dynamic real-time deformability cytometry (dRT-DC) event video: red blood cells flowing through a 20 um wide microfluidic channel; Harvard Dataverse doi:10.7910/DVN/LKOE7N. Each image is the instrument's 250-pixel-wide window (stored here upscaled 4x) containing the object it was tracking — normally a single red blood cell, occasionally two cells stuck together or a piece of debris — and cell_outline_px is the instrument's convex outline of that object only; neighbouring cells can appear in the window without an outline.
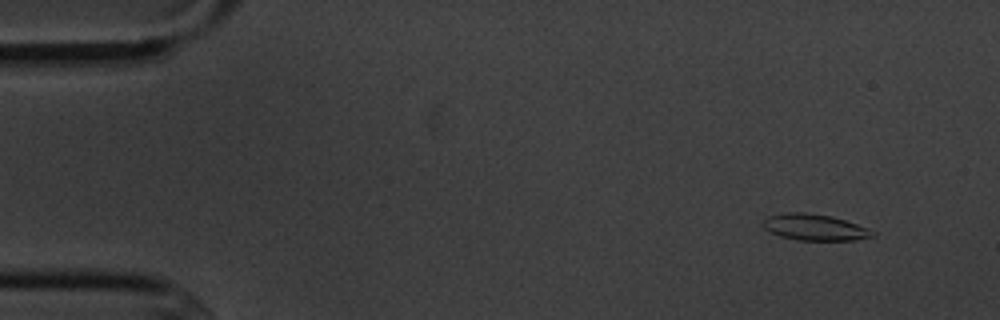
{"species": "common noctule bat (a hibernating species)", "species_latin": "Nyctalus noctula", "temperature_condition": "cold", "stored_images_in_passage": 6, "camera_frame_rate_fps": 3000, "um_per_image_px": 0.085, "animal": {"sex": "male", "body_mass_g": 20.1, "forearm_length_mm": 53.5}, "frame": {"image": 1, "passage_image": 2, "time_ms": 1.333, "image_size_px": [1000, 320], "cell_outline_px": [[876, 236], [856, 240], [796, 240], [780, 236], [764, 228], [764, 220], [768, 216], [788, 212], [804, 212], [832, 216], [868, 228], [876, 232]], "centroid_in_image_um": [69.29, 19.32], "position_along_channel_um": 15.7, "area_um2": 16.7}}